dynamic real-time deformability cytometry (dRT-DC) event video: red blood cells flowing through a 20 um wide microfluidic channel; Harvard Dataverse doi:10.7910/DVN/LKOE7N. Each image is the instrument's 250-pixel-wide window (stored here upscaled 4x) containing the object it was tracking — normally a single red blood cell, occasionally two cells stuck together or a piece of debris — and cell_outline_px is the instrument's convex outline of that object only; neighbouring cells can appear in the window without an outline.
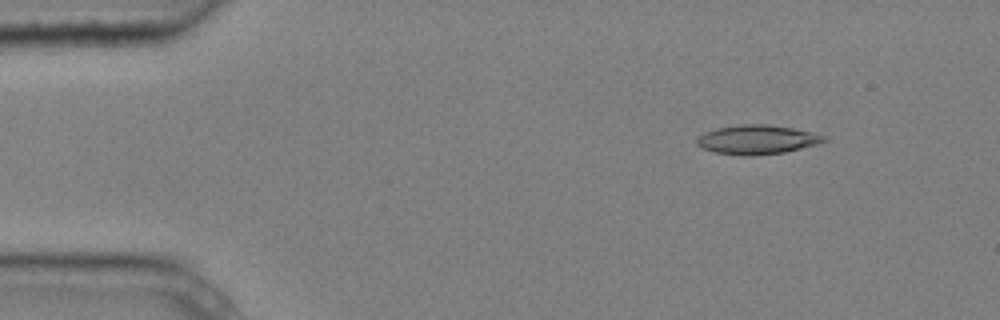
{"species": "common noctule bat (a hibernating species)", "species_latin": "Nyctalus noctula", "temperature_condition": "cold", "stored_images_in_passage": 5, "camera_frame_rate_fps": 3000, "um_per_image_px": 0.085, "animal": {"sex": "male", "body_mass_g": 20.4}, "frame": {"image": 1, "passage_image": 2, "time_ms": 0.333, "image_size_px": [1000, 320], "cell_outline_px": [[828, 140], [820, 144], [784, 152], [752, 156], [748, 156], [712, 152], [700, 148], [696, 144], [696, 136], [704, 132], [716, 128], [744, 124], [768, 124], [792, 128], [824, 136]], "centroid_in_image_um": [64.29, 11.87], "position_along_channel_um": 20.7, "area_um2": 21.73}}
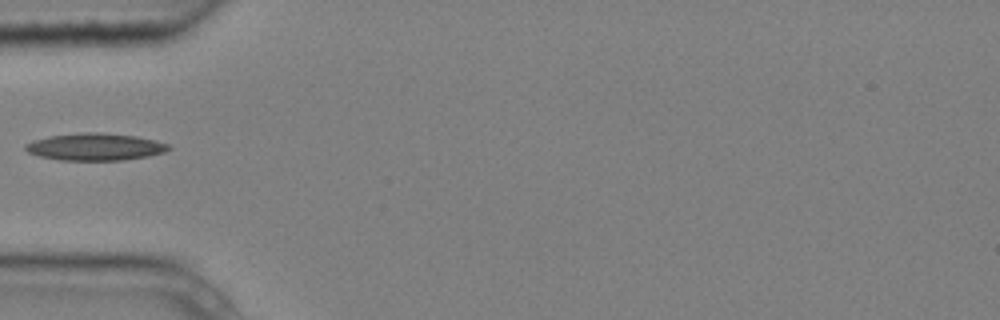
{"frame": {"image": 2, "passage_image": 5, "time_ms": 1.333, "image_size_px": [1000, 320], "cell_outline_px": [[172, 148], [164, 152], [148, 156], [124, 160], [60, 160], [40, 156], [28, 152], [24, 148], [24, 144], [32, 140], [48, 136], [84, 132], [100, 132], [136, 136], [156, 140], [168, 144]], "centroid_in_image_um": [8.08, 12.47], "position_along_channel_um": 76.9, "area_um2": 22.77}}